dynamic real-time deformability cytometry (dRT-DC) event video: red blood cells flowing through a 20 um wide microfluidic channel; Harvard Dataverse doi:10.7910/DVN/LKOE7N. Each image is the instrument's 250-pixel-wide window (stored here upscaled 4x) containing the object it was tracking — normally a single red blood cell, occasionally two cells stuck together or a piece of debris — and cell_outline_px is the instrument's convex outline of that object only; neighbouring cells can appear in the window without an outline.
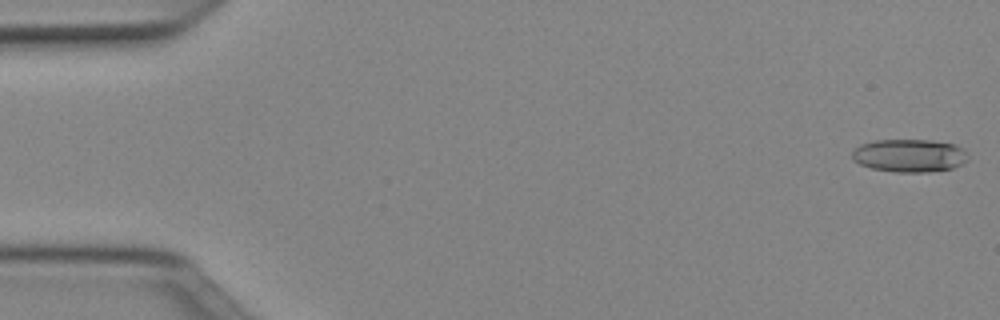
{"species": "Egyptian fruit bat (a non-hibernating species)", "species_latin": "Rousettus aegyptiacus", "temperature_condition": "cold", "stored_images_in_passage": 50, "camera_frame_rate_fps": 3000, "um_per_image_px": 0.085, "animal": {"sex": "female"}, "frame": {"image": 1, "passage_image": 1, "time_ms": 0.0, "image_size_px": [1000, 320], "cell_outline_px": [[968, 160], [952, 168], [928, 172], [892, 172], [872, 168], [860, 164], [852, 160], [852, 148], [860, 144], [872, 140], [928, 140], [956, 144], [964, 148], [968, 156]], "centroid_in_image_um": [77.27, 13.21], "position_along_channel_um": 7.7, "area_um2": 22.54}}
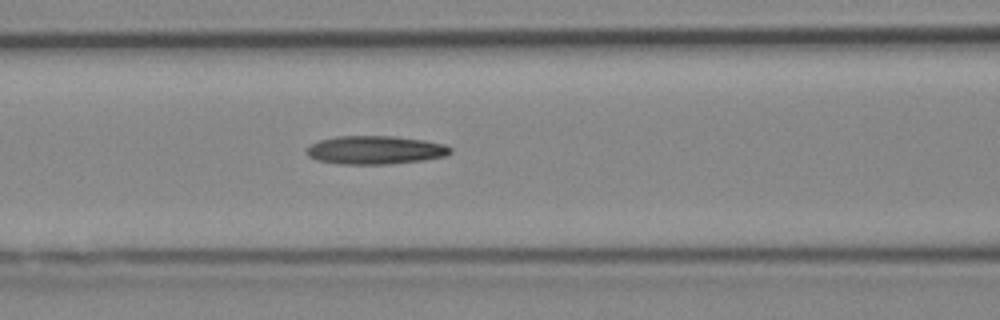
{"frame": {"image": 2, "passage_image": 21, "time_ms": 6.667, "image_size_px": [1000, 320], "cell_outline_px": [[452, 152], [448, 156], [424, 160], [388, 164], [340, 164], [316, 160], [308, 156], [304, 152], [312, 144], [320, 140], [336, 136], [392, 136], [424, 140], [444, 144], [452, 148]], "centroid_in_image_um": [31.91, 12.75], "position_along_channel_um": 134.7, "area_um2": 23.93}}
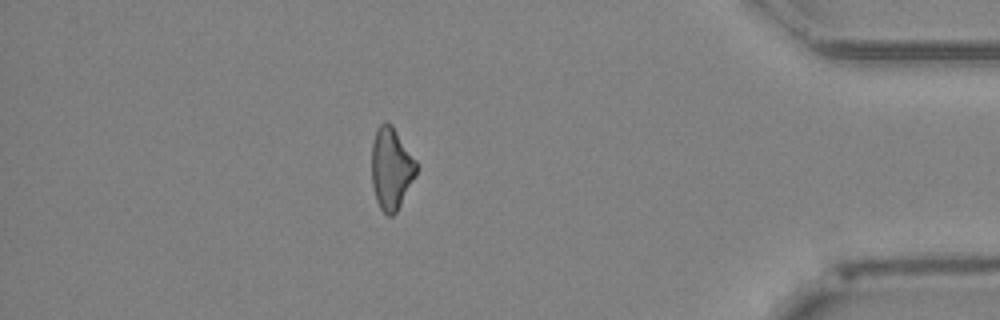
{"frame": {"image": 3, "passage_image": 44, "time_ms": 14.333, "image_size_px": [1000, 320], "cell_outline_px": [[416, 176], [396, 212], [392, 216], [388, 216], [380, 208], [376, 200], [372, 184], [372, 144], [376, 128], [384, 120], [388, 120], [392, 124], [416, 160]], "centroid_in_image_um": [33.24, 14.28], "position_along_channel_um": 402.0, "area_um2": 21.44}}